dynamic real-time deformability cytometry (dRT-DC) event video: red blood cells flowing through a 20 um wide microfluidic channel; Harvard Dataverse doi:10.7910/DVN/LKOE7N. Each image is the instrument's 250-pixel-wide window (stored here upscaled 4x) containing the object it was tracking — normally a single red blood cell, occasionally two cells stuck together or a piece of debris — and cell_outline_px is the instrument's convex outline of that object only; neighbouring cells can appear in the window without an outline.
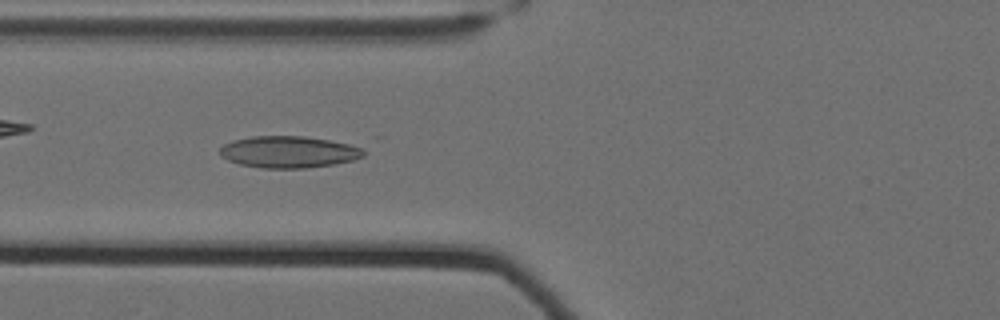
{"species": "Egyptian fruit bat (a non-hibernating species)", "species_latin": "Rousettus aegyptiacus", "temperature_condition": "cold", "stored_images_in_passage": 50, "camera_frame_rate_fps": 3000, "um_per_image_px": 0.085, "animal": {"sex": "female"}, "frame": {"image": 1, "passage_image": 16, "time_ms": 5.0, "image_size_px": [1000, 320], "cell_outline_px": [[364, 156], [352, 160], [332, 164], [304, 168], [260, 168], [240, 164], [228, 160], [220, 156], [220, 148], [224, 144], [232, 140], [252, 136], [304, 136], [328, 140], [348, 144], [364, 148]], "centroid_in_image_um": [24.5, 12.91], "position_along_channel_um": 101.3, "area_um2": 26.47}}
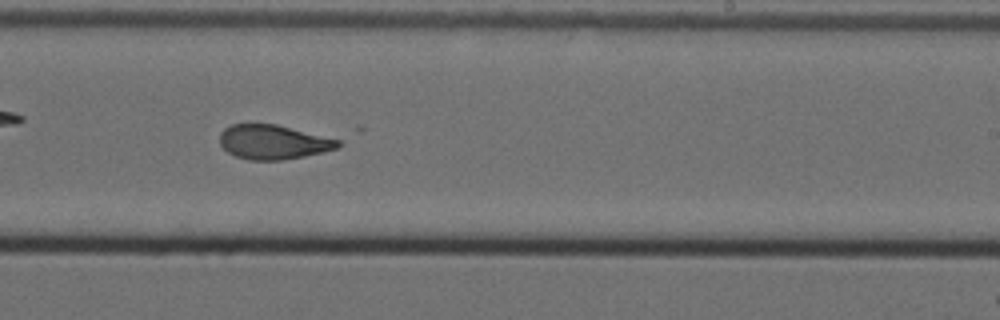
{"frame": {"image": 2, "passage_image": 30, "time_ms": 9.667, "image_size_px": [1000, 320], "cell_outline_px": [[340, 144], [336, 148], [324, 152], [284, 160], [248, 160], [236, 156], [228, 152], [220, 144], [220, 132], [224, 128], [232, 124], [276, 124], [340, 140]], "centroid_in_image_um": [23.2, 12.08], "position_along_channel_um": 265.8, "area_um2": 23.58}}
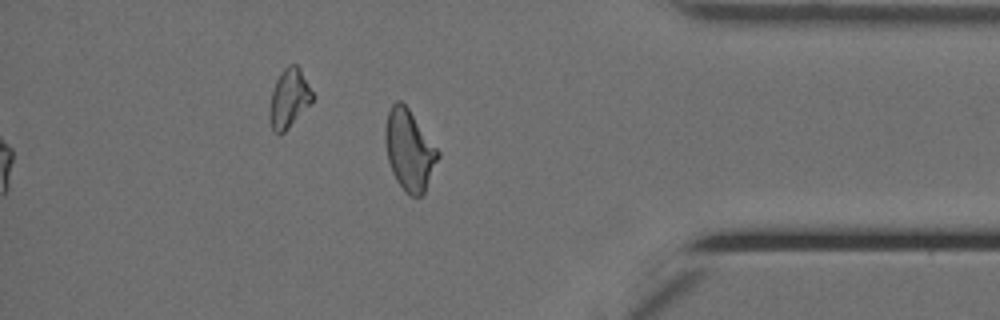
{"frame": {"image": 3, "passage_image": 43, "time_ms": 14.0, "image_size_px": [1000, 320], "cell_outline_px": [[440, 156], [424, 192], [420, 196], [412, 196], [396, 180], [392, 172], [388, 160], [384, 140], [384, 128], [388, 112], [392, 104], [396, 100], [400, 100], [408, 108], [440, 152]], "centroid_in_image_um": [34.78, 12.73], "position_along_channel_um": 400.4, "area_um2": 24.51}, "authors_computed_cell_mechanics": {"area_um2": 24.565, "velocity_mm_per_s": 3.4995, "shape_relaxation_time_tau1_ms": null, "shape_relaxation_time_tau2_ms": 2.2281, "deformation_change_tau1": null, "deformation_change_tau2": 0.0861}}